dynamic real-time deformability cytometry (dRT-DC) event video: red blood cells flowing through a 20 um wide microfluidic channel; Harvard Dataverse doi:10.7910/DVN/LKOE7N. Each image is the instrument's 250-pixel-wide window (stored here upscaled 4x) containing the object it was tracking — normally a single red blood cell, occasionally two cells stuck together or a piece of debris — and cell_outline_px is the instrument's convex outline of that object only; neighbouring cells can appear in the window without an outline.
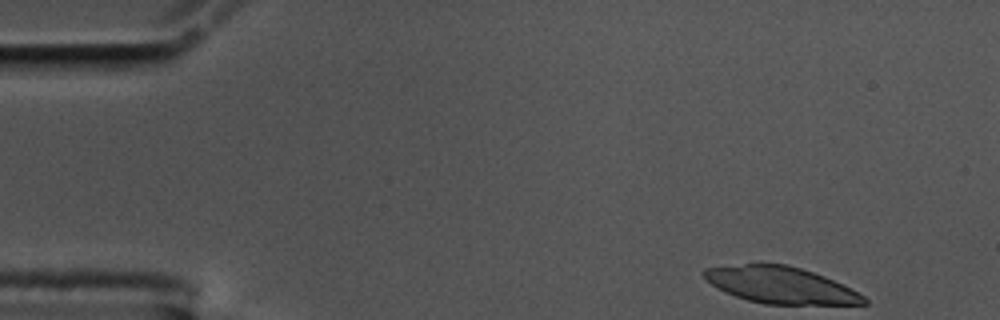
{"species": "common noctule bat (a hibernating species)", "species_latin": "Nyctalus noctula", "temperature_condition": "cold", "stored_images_in_passage": 53, "camera_frame_rate_fps": 3000, "um_per_image_px": 0.085, "animal": {"sex": "male", "body_mass_g": 17.5, "forearm_length_mm": 52.3}, "frame": {"image": 1, "passage_image": 1, "time_ms": 0.0, "image_size_px": [1000, 320], "cell_outline_px": [[868, 304], [764, 304], [748, 300], [736, 296], [716, 288], [704, 276], [704, 268], [744, 264], [788, 264], [824, 276], [864, 296], [868, 300]], "centroid_in_image_um": [66.34, 24.23], "position_along_channel_um": 18.7, "area_um2": 33.52}}